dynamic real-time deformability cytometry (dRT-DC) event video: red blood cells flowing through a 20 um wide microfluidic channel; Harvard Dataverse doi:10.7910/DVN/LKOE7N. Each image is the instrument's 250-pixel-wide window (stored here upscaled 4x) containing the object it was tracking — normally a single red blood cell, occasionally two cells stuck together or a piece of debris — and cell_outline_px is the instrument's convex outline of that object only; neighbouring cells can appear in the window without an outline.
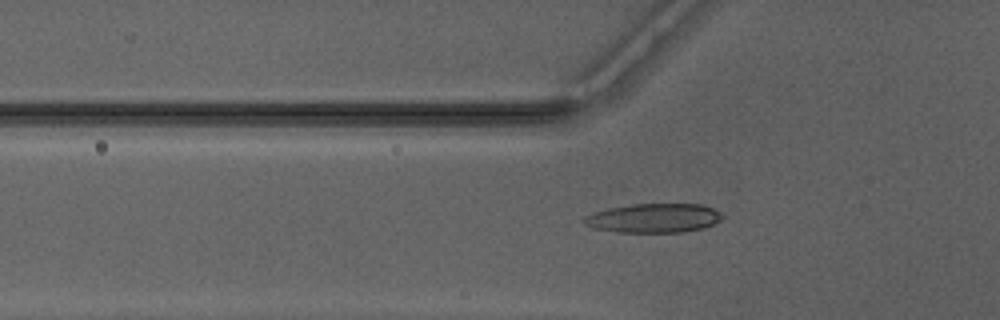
{"species": "Egyptian fruit bat (a non-hibernating species)", "species_latin": "Rousettus aegyptiacus", "temperature_condition": "warm", "stored_images_in_passage": 49, "camera_frame_rate_fps": 3000, "um_per_image_px": 0.085, "animal": {"sex": "male"}, "frame": {"image": 1, "passage_image": 17, "time_ms": 5.333, "image_size_px": [1000, 320], "cell_outline_px": [[724, 216], [720, 220], [704, 228], [684, 232], [620, 232], [592, 228], [584, 224], [580, 220], [584, 216], [592, 212], [608, 208], [632, 204], [700, 204], [712, 208], [720, 212]], "centroid_in_image_um": [55.52, 18.54], "position_along_channel_um": 70.3, "area_um2": 23.64}}
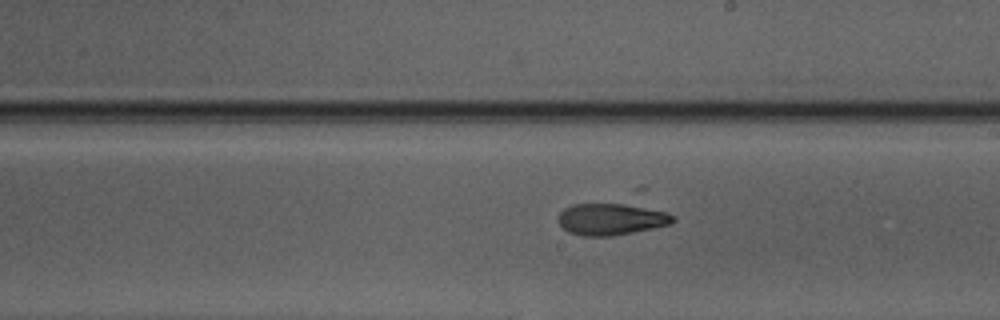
{"frame": {"image": 2, "passage_image": 29, "time_ms": 9.333, "image_size_px": [1000, 320], "cell_outline_px": [[676, 220], [672, 224], [612, 236], [584, 236], [568, 232], [560, 224], [556, 216], [564, 208], [572, 204], [624, 204], [668, 212]], "centroid_in_image_um": [51.91, 18.63], "position_along_channel_um": 237.1, "area_um2": 21.04}}
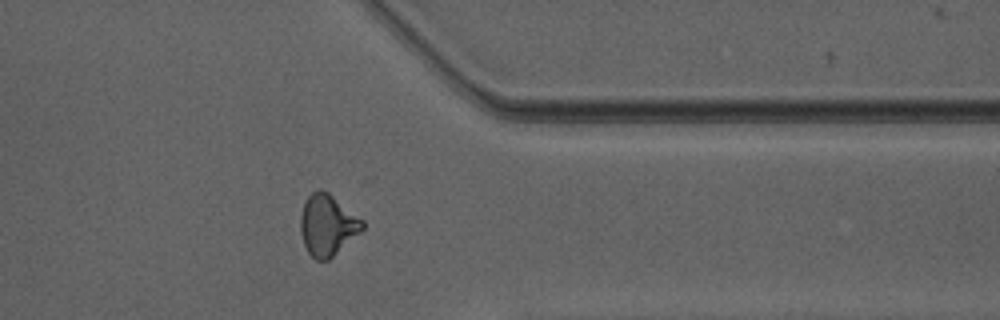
{"frame": {"image": 3, "passage_image": 40, "time_ms": 13.0, "image_size_px": [1000, 320], "cell_outline_px": [[364, 228], [360, 232], [328, 260], [316, 260], [308, 252], [304, 244], [300, 228], [300, 216], [304, 204], [308, 196], [312, 192], [320, 188], [328, 192], [364, 220]], "centroid_in_image_um": [27.83, 19.11], "position_along_channel_um": 383.6, "area_um2": 21.85}}